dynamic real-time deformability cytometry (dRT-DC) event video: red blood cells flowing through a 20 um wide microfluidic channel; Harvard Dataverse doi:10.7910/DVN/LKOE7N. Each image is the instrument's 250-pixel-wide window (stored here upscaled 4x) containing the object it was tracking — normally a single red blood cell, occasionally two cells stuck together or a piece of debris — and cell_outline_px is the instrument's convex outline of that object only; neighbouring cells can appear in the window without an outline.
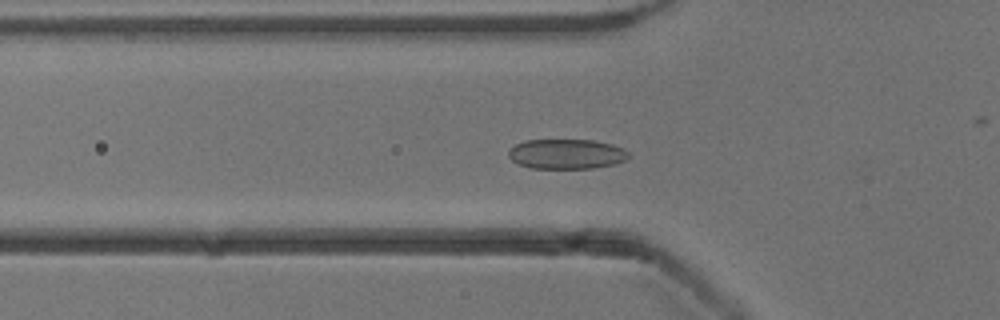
{"species": "common noctule bat (a hibernating species)", "species_latin": "Nyctalus noctula", "temperature_condition": "cold", "stored_images_in_passage": 52, "camera_frame_rate_fps": 3000, "um_per_image_px": 0.085, "animal": {"sex": "male", "body_mass_g": 13.3}, "frame": {"image": 1, "passage_image": 17, "time_ms": 5.333, "image_size_px": [1000, 320], "cell_outline_px": [[628, 160], [616, 164], [592, 168], [532, 168], [520, 164], [512, 160], [508, 156], [508, 152], [516, 144], [524, 140], [592, 140], [612, 144], [624, 148], [628, 152]], "centroid_in_image_um": [48.19, 13.09], "position_along_channel_um": 77.6, "area_um2": 20.92}}
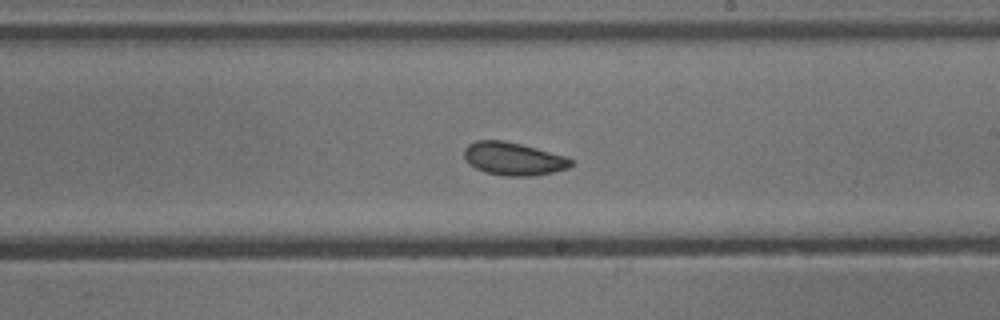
{"frame": {"image": 2, "passage_image": 30, "time_ms": 9.667, "image_size_px": [1000, 320], "cell_outline_px": [[572, 164], [568, 168], [552, 172], [532, 176], [504, 176], [484, 172], [468, 164], [464, 156], [464, 148], [468, 144], [476, 140], [504, 140], [536, 148], [564, 156], [572, 160]], "centroid_in_image_um": [43.59, 13.5], "position_along_channel_um": 245.4, "area_um2": 20.46}}
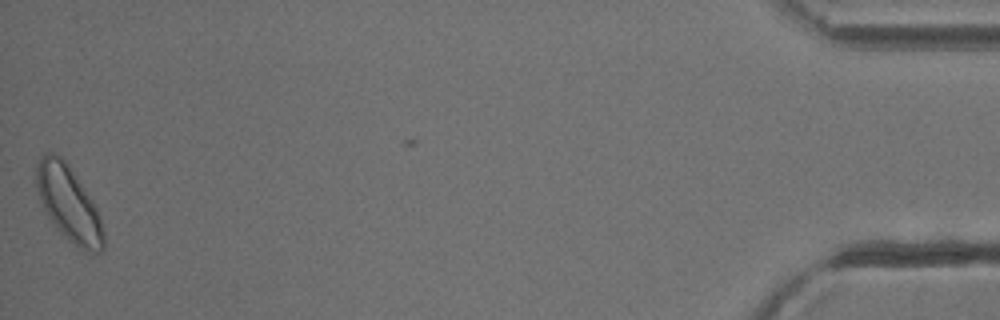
{"frame": {"image": 3, "passage_image": 52, "time_ms": 17.0, "image_size_px": [1000, 320], "cell_outline_px": [[104, 248], [100, 252], [80, 252], [60, 232], [48, 216], [40, 200], [36, 188], [36, 164], [40, 156], [44, 152], [52, 152], [60, 156], [68, 164], [96, 204], [100, 216], [104, 232]], "centroid_in_image_um": [5.85, 17.32], "position_along_channel_um": 429.3, "area_um2": 29.88}, "authors_computed_cell_mechanics": {"area_um2": 21.7617, "velocity_mm_per_s": 3.8553, "shape_relaxation_time_tau1_ms": 3.9578, "shape_relaxation_time_tau2_ms": 3.459, "deformation_change_tau1": 0.0748, "deformation_change_tau2": 0.0761}}